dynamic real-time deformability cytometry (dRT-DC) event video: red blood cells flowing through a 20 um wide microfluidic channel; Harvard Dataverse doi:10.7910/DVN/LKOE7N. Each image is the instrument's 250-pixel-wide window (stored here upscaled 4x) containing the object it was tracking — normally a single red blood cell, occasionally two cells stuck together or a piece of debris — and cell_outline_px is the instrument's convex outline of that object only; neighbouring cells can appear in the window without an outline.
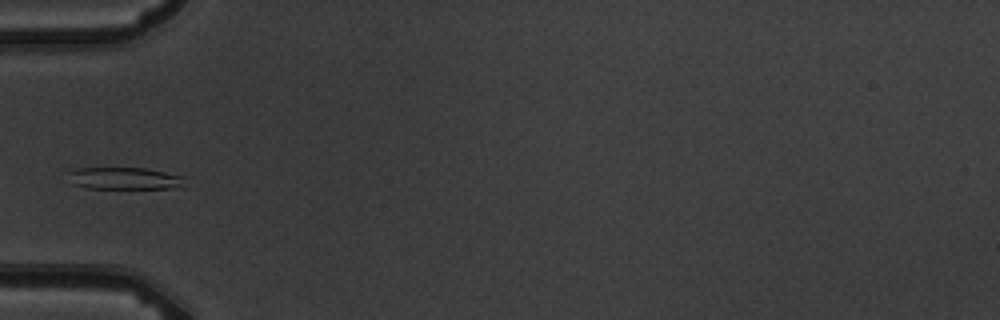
{"species": "common noctule bat (a hibernating species)", "species_latin": "Nyctalus noctula", "temperature_condition": "warm", "stored_images_in_passage": 6, "camera_frame_rate_fps": 3000, "um_per_image_px": 0.085, "animal": {"sex": "male", "body_mass_g": 19.5, "forearm_length_mm": 54.6}, "frame": {"image": 1, "passage_image": 5, "time_ms": 4.667, "image_size_px": [1000, 320], "cell_outline_px": [[188, 176], [184, 188], [88, 188], [72, 184], [64, 172], [72, 168], [144, 168]], "centroid_in_image_um": [10.61, 15.16], "position_along_channel_um": 74.4, "area_um2": 15.55}}